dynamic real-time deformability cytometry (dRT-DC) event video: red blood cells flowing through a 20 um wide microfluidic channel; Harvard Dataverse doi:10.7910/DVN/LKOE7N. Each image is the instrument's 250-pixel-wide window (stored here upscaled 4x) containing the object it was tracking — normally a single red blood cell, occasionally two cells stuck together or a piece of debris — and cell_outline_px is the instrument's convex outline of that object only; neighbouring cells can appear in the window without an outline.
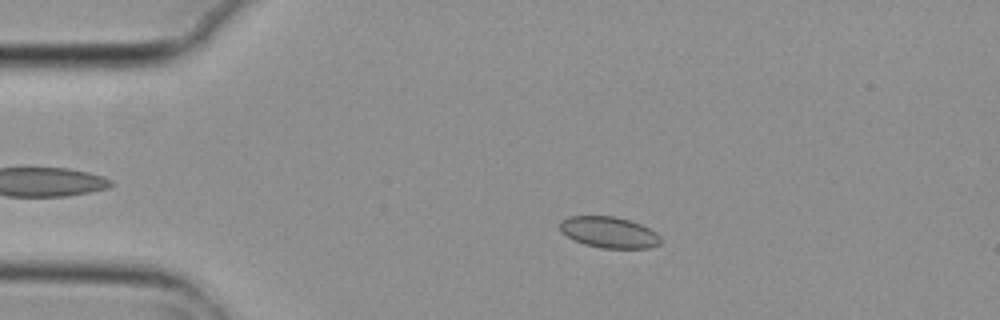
{"species": "common noctule bat (a hibernating species)", "species_latin": "Nyctalus noctula", "temperature_condition": "cold", "stored_images_in_passage": 4, "camera_frame_rate_fps": 3000, "um_per_image_px": 0.085, "animal": {"sex": "female", "body_mass_g": 29.2, "forearm_length_mm": 56.3}, "frame": {"image": 1, "passage_image": 2, "time_ms": 0.333, "image_size_px": [1000, 320], "cell_outline_px": [[660, 244], [652, 248], [600, 248], [584, 244], [572, 240], [560, 232], [560, 220], [568, 216], [616, 216], [640, 224], [656, 232], [660, 236]], "centroid_in_image_um": [51.73, 19.75], "position_along_channel_um": 33.3, "area_um2": 18.5}}
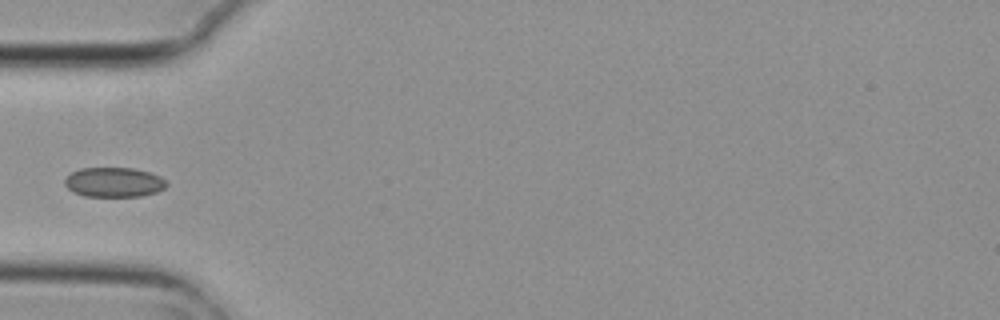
{"frame": {"image": 2, "passage_image": 4, "time_ms": 1.0, "image_size_px": [1000, 320], "cell_outline_px": [[168, 184], [164, 188], [156, 192], [140, 196], [84, 196], [72, 192], [64, 184], [64, 180], [72, 172], [80, 168], [132, 168], [148, 172], [160, 176]], "centroid_in_image_um": [9.66, 15.49], "position_along_channel_um": 75.3, "area_um2": 17.51}}